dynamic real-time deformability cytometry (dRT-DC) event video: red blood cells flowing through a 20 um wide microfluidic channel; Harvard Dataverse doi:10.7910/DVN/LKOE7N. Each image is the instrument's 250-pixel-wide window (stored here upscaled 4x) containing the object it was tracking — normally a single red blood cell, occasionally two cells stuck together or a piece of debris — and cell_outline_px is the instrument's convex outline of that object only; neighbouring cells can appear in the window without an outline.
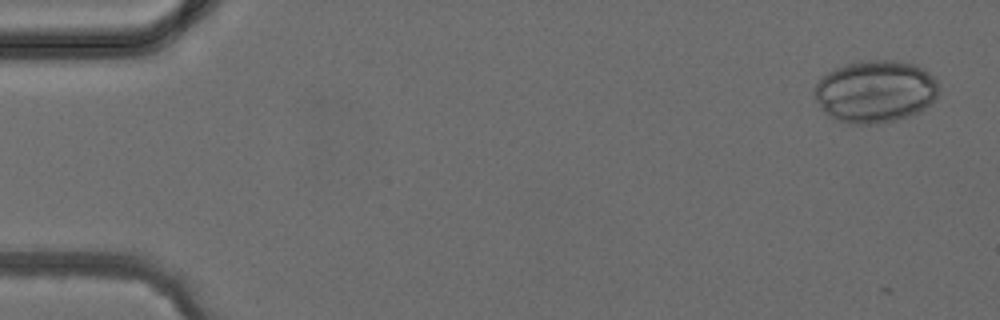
{"species": "common noctule bat (a hibernating species)", "species_latin": "Nyctalus noctula", "temperature_condition": "cold", "stored_images_in_passage": 4, "camera_frame_rate_fps": 3000, "um_per_image_px": 0.085, "animal": {"sex": "female", "body_mass_g": 24.6, "forearm_length_mm": 56.2}, "frame": {"image": 1, "passage_image": 1, "time_ms": 0.0, "image_size_px": [1000, 320], "cell_outline_px": [[936, 96], [924, 108], [908, 116], [892, 120], [872, 124], [852, 124], [836, 120], [828, 116], [824, 112], [816, 100], [812, 92], [816, 84], [828, 72], [836, 68], [848, 64], [868, 60], [892, 60], [916, 64], [924, 68], [936, 80]], "centroid_in_image_um": [74.35, 7.77], "position_along_channel_um": 10.6, "area_um2": 44.68}}